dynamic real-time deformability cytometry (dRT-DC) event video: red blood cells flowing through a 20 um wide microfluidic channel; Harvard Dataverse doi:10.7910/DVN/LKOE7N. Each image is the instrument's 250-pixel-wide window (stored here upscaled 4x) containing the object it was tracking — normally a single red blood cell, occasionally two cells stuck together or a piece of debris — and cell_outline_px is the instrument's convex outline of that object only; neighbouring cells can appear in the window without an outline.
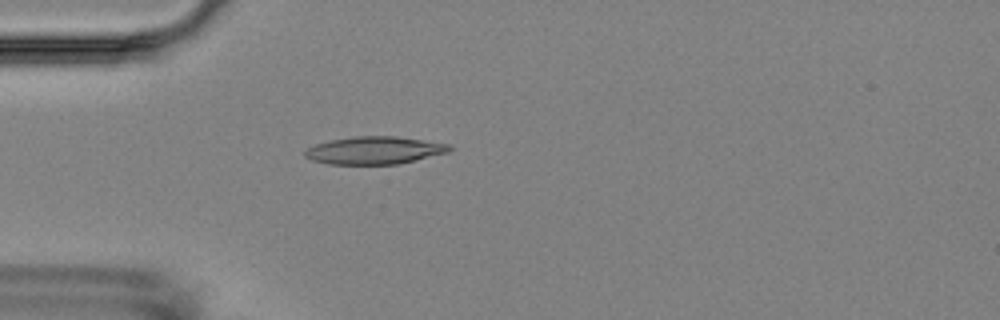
{"species": "Egyptian fruit bat (a non-hibernating species)", "species_latin": "Rousettus aegyptiacus", "temperature_condition": "room temperature", "stored_images_in_passage": 4, "camera_frame_rate_fps": 3000, "um_per_image_px": 0.085, "animal": {"sex": "female"}, "frame": {"image": 1, "passage_image": 4, "time_ms": 4.667, "image_size_px": [1000, 320], "cell_outline_px": [[452, 148], [448, 152], [400, 164], [328, 164], [312, 160], [304, 156], [304, 152], [308, 148], [316, 144], [332, 140], [356, 136], [396, 136], [448, 144]], "centroid_in_image_um": [31.82, 12.78], "position_along_channel_um": 53.2, "area_um2": 23.06}}